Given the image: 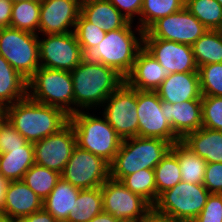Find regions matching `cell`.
Instances as JSON below:
<instances>
[{
  "mask_svg": "<svg viewBox=\"0 0 222 222\" xmlns=\"http://www.w3.org/2000/svg\"><path fill=\"white\" fill-rule=\"evenodd\" d=\"M172 144L159 138L135 136L122 140L119 151L109 165L110 178L121 181L140 169H154Z\"/></svg>",
  "mask_w": 222,
  "mask_h": 222,
  "instance_id": "obj_4",
  "label": "cell"
},
{
  "mask_svg": "<svg viewBox=\"0 0 222 222\" xmlns=\"http://www.w3.org/2000/svg\"><path fill=\"white\" fill-rule=\"evenodd\" d=\"M28 80L0 55V107H6L27 97Z\"/></svg>",
  "mask_w": 222,
  "mask_h": 222,
  "instance_id": "obj_26",
  "label": "cell"
},
{
  "mask_svg": "<svg viewBox=\"0 0 222 222\" xmlns=\"http://www.w3.org/2000/svg\"><path fill=\"white\" fill-rule=\"evenodd\" d=\"M80 6L77 0H41L39 32L44 35L73 32ZM71 27L74 29L69 30Z\"/></svg>",
  "mask_w": 222,
  "mask_h": 222,
  "instance_id": "obj_17",
  "label": "cell"
},
{
  "mask_svg": "<svg viewBox=\"0 0 222 222\" xmlns=\"http://www.w3.org/2000/svg\"><path fill=\"white\" fill-rule=\"evenodd\" d=\"M203 185L210 193L222 194V163H207Z\"/></svg>",
  "mask_w": 222,
  "mask_h": 222,
  "instance_id": "obj_41",
  "label": "cell"
},
{
  "mask_svg": "<svg viewBox=\"0 0 222 222\" xmlns=\"http://www.w3.org/2000/svg\"><path fill=\"white\" fill-rule=\"evenodd\" d=\"M161 101L171 104L201 100L198 72L171 73L156 89Z\"/></svg>",
  "mask_w": 222,
  "mask_h": 222,
  "instance_id": "obj_20",
  "label": "cell"
},
{
  "mask_svg": "<svg viewBox=\"0 0 222 222\" xmlns=\"http://www.w3.org/2000/svg\"><path fill=\"white\" fill-rule=\"evenodd\" d=\"M4 109L7 121L32 143L59 132L69 123V115L60 108L35 102L28 96Z\"/></svg>",
  "mask_w": 222,
  "mask_h": 222,
  "instance_id": "obj_1",
  "label": "cell"
},
{
  "mask_svg": "<svg viewBox=\"0 0 222 222\" xmlns=\"http://www.w3.org/2000/svg\"><path fill=\"white\" fill-rule=\"evenodd\" d=\"M0 222H15V220L0 216Z\"/></svg>",
  "mask_w": 222,
  "mask_h": 222,
  "instance_id": "obj_49",
  "label": "cell"
},
{
  "mask_svg": "<svg viewBox=\"0 0 222 222\" xmlns=\"http://www.w3.org/2000/svg\"><path fill=\"white\" fill-rule=\"evenodd\" d=\"M185 5L184 0H143L139 18L140 25L136 28L139 36L159 18L178 12Z\"/></svg>",
  "mask_w": 222,
  "mask_h": 222,
  "instance_id": "obj_30",
  "label": "cell"
},
{
  "mask_svg": "<svg viewBox=\"0 0 222 222\" xmlns=\"http://www.w3.org/2000/svg\"><path fill=\"white\" fill-rule=\"evenodd\" d=\"M162 111H165L166 120L180 140L202 127L201 100H188L178 104L162 101Z\"/></svg>",
  "mask_w": 222,
  "mask_h": 222,
  "instance_id": "obj_21",
  "label": "cell"
},
{
  "mask_svg": "<svg viewBox=\"0 0 222 222\" xmlns=\"http://www.w3.org/2000/svg\"><path fill=\"white\" fill-rule=\"evenodd\" d=\"M74 33L81 48H92L99 45L106 35L103 29H99L87 21L81 14L76 22Z\"/></svg>",
  "mask_w": 222,
  "mask_h": 222,
  "instance_id": "obj_38",
  "label": "cell"
},
{
  "mask_svg": "<svg viewBox=\"0 0 222 222\" xmlns=\"http://www.w3.org/2000/svg\"><path fill=\"white\" fill-rule=\"evenodd\" d=\"M44 36L38 40L41 67L71 72L82 62V48L74 31Z\"/></svg>",
  "mask_w": 222,
  "mask_h": 222,
  "instance_id": "obj_13",
  "label": "cell"
},
{
  "mask_svg": "<svg viewBox=\"0 0 222 222\" xmlns=\"http://www.w3.org/2000/svg\"><path fill=\"white\" fill-rule=\"evenodd\" d=\"M80 14L105 32L123 28L129 22L108 0H87L81 4Z\"/></svg>",
  "mask_w": 222,
  "mask_h": 222,
  "instance_id": "obj_22",
  "label": "cell"
},
{
  "mask_svg": "<svg viewBox=\"0 0 222 222\" xmlns=\"http://www.w3.org/2000/svg\"><path fill=\"white\" fill-rule=\"evenodd\" d=\"M103 211L121 222H145L153 206L110 177L101 186Z\"/></svg>",
  "mask_w": 222,
  "mask_h": 222,
  "instance_id": "obj_9",
  "label": "cell"
},
{
  "mask_svg": "<svg viewBox=\"0 0 222 222\" xmlns=\"http://www.w3.org/2000/svg\"><path fill=\"white\" fill-rule=\"evenodd\" d=\"M104 104L103 117L122 140L139 136L137 89L123 82Z\"/></svg>",
  "mask_w": 222,
  "mask_h": 222,
  "instance_id": "obj_10",
  "label": "cell"
},
{
  "mask_svg": "<svg viewBox=\"0 0 222 222\" xmlns=\"http://www.w3.org/2000/svg\"><path fill=\"white\" fill-rule=\"evenodd\" d=\"M38 34L0 28V55L25 79H29L40 67Z\"/></svg>",
  "mask_w": 222,
  "mask_h": 222,
  "instance_id": "obj_8",
  "label": "cell"
},
{
  "mask_svg": "<svg viewBox=\"0 0 222 222\" xmlns=\"http://www.w3.org/2000/svg\"><path fill=\"white\" fill-rule=\"evenodd\" d=\"M171 150L178 158L182 181L203 184L207 162L192 152L181 141L174 143Z\"/></svg>",
  "mask_w": 222,
  "mask_h": 222,
  "instance_id": "obj_27",
  "label": "cell"
},
{
  "mask_svg": "<svg viewBox=\"0 0 222 222\" xmlns=\"http://www.w3.org/2000/svg\"><path fill=\"white\" fill-rule=\"evenodd\" d=\"M7 121V114L4 109V107H0V129L4 125V123Z\"/></svg>",
  "mask_w": 222,
  "mask_h": 222,
  "instance_id": "obj_48",
  "label": "cell"
},
{
  "mask_svg": "<svg viewBox=\"0 0 222 222\" xmlns=\"http://www.w3.org/2000/svg\"><path fill=\"white\" fill-rule=\"evenodd\" d=\"M81 189L60 178L51 193L43 200V208L57 222H66Z\"/></svg>",
  "mask_w": 222,
  "mask_h": 222,
  "instance_id": "obj_24",
  "label": "cell"
},
{
  "mask_svg": "<svg viewBox=\"0 0 222 222\" xmlns=\"http://www.w3.org/2000/svg\"><path fill=\"white\" fill-rule=\"evenodd\" d=\"M35 164L34 144L7 149L6 153L0 154V174L8 181H20L26 171Z\"/></svg>",
  "mask_w": 222,
  "mask_h": 222,
  "instance_id": "obj_25",
  "label": "cell"
},
{
  "mask_svg": "<svg viewBox=\"0 0 222 222\" xmlns=\"http://www.w3.org/2000/svg\"><path fill=\"white\" fill-rule=\"evenodd\" d=\"M13 3L9 0H0V28L10 27Z\"/></svg>",
  "mask_w": 222,
  "mask_h": 222,
  "instance_id": "obj_44",
  "label": "cell"
},
{
  "mask_svg": "<svg viewBox=\"0 0 222 222\" xmlns=\"http://www.w3.org/2000/svg\"><path fill=\"white\" fill-rule=\"evenodd\" d=\"M69 123L74 129L76 144L80 148L101 157L109 165L112 163L122 139L105 117L101 119L79 110L69 116Z\"/></svg>",
  "mask_w": 222,
  "mask_h": 222,
  "instance_id": "obj_5",
  "label": "cell"
},
{
  "mask_svg": "<svg viewBox=\"0 0 222 222\" xmlns=\"http://www.w3.org/2000/svg\"><path fill=\"white\" fill-rule=\"evenodd\" d=\"M15 222H57L55 218L44 208L28 216L19 218Z\"/></svg>",
  "mask_w": 222,
  "mask_h": 222,
  "instance_id": "obj_43",
  "label": "cell"
},
{
  "mask_svg": "<svg viewBox=\"0 0 222 222\" xmlns=\"http://www.w3.org/2000/svg\"><path fill=\"white\" fill-rule=\"evenodd\" d=\"M207 29L185 7L178 12L159 18L144 33L143 38H157L193 45Z\"/></svg>",
  "mask_w": 222,
  "mask_h": 222,
  "instance_id": "obj_12",
  "label": "cell"
},
{
  "mask_svg": "<svg viewBox=\"0 0 222 222\" xmlns=\"http://www.w3.org/2000/svg\"><path fill=\"white\" fill-rule=\"evenodd\" d=\"M34 144L35 164L62 173L76 144V135L70 123L59 132L36 141Z\"/></svg>",
  "mask_w": 222,
  "mask_h": 222,
  "instance_id": "obj_15",
  "label": "cell"
},
{
  "mask_svg": "<svg viewBox=\"0 0 222 222\" xmlns=\"http://www.w3.org/2000/svg\"><path fill=\"white\" fill-rule=\"evenodd\" d=\"M222 6V0H216Z\"/></svg>",
  "mask_w": 222,
  "mask_h": 222,
  "instance_id": "obj_52",
  "label": "cell"
},
{
  "mask_svg": "<svg viewBox=\"0 0 222 222\" xmlns=\"http://www.w3.org/2000/svg\"><path fill=\"white\" fill-rule=\"evenodd\" d=\"M79 3H83V2H85V1H87V0H77Z\"/></svg>",
  "mask_w": 222,
  "mask_h": 222,
  "instance_id": "obj_51",
  "label": "cell"
},
{
  "mask_svg": "<svg viewBox=\"0 0 222 222\" xmlns=\"http://www.w3.org/2000/svg\"><path fill=\"white\" fill-rule=\"evenodd\" d=\"M43 208V200L22 180L7 184L2 217L17 220Z\"/></svg>",
  "mask_w": 222,
  "mask_h": 222,
  "instance_id": "obj_19",
  "label": "cell"
},
{
  "mask_svg": "<svg viewBox=\"0 0 222 222\" xmlns=\"http://www.w3.org/2000/svg\"><path fill=\"white\" fill-rule=\"evenodd\" d=\"M9 1H11L14 4L21 1H41V0H9Z\"/></svg>",
  "mask_w": 222,
  "mask_h": 222,
  "instance_id": "obj_50",
  "label": "cell"
},
{
  "mask_svg": "<svg viewBox=\"0 0 222 222\" xmlns=\"http://www.w3.org/2000/svg\"><path fill=\"white\" fill-rule=\"evenodd\" d=\"M168 69L142 47L135 58L131 72L125 77V82L137 90L156 91L162 81L169 75Z\"/></svg>",
  "mask_w": 222,
  "mask_h": 222,
  "instance_id": "obj_18",
  "label": "cell"
},
{
  "mask_svg": "<svg viewBox=\"0 0 222 222\" xmlns=\"http://www.w3.org/2000/svg\"><path fill=\"white\" fill-rule=\"evenodd\" d=\"M197 67L222 63V30H208L192 46Z\"/></svg>",
  "mask_w": 222,
  "mask_h": 222,
  "instance_id": "obj_29",
  "label": "cell"
},
{
  "mask_svg": "<svg viewBox=\"0 0 222 222\" xmlns=\"http://www.w3.org/2000/svg\"><path fill=\"white\" fill-rule=\"evenodd\" d=\"M60 178L61 174L57 171L34 164L23 175L22 181L44 200Z\"/></svg>",
  "mask_w": 222,
  "mask_h": 222,
  "instance_id": "obj_31",
  "label": "cell"
},
{
  "mask_svg": "<svg viewBox=\"0 0 222 222\" xmlns=\"http://www.w3.org/2000/svg\"><path fill=\"white\" fill-rule=\"evenodd\" d=\"M89 222H121L113 217V215L101 212L100 214H97L95 217H93Z\"/></svg>",
  "mask_w": 222,
  "mask_h": 222,
  "instance_id": "obj_46",
  "label": "cell"
},
{
  "mask_svg": "<svg viewBox=\"0 0 222 222\" xmlns=\"http://www.w3.org/2000/svg\"><path fill=\"white\" fill-rule=\"evenodd\" d=\"M145 222H183V221L161 216L152 211L147 217V220Z\"/></svg>",
  "mask_w": 222,
  "mask_h": 222,
  "instance_id": "obj_45",
  "label": "cell"
},
{
  "mask_svg": "<svg viewBox=\"0 0 222 222\" xmlns=\"http://www.w3.org/2000/svg\"><path fill=\"white\" fill-rule=\"evenodd\" d=\"M109 177V164L78 145L61 173L62 179L81 190L101 187Z\"/></svg>",
  "mask_w": 222,
  "mask_h": 222,
  "instance_id": "obj_11",
  "label": "cell"
},
{
  "mask_svg": "<svg viewBox=\"0 0 222 222\" xmlns=\"http://www.w3.org/2000/svg\"><path fill=\"white\" fill-rule=\"evenodd\" d=\"M8 181L0 174V216L2 215V209L4 204V196Z\"/></svg>",
  "mask_w": 222,
  "mask_h": 222,
  "instance_id": "obj_47",
  "label": "cell"
},
{
  "mask_svg": "<svg viewBox=\"0 0 222 222\" xmlns=\"http://www.w3.org/2000/svg\"><path fill=\"white\" fill-rule=\"evenodd\" d=\"M184 7L207 29L222 30V6L216 0H185Z\"/></svg>",
  "mask_w": 222,
  "mask_h": 222,
  "instance_id": "obj_33",
  "label": "cell"
},
{
  "mask_svg": "<svg viewBox=\"0 0 222 222\" xmlns=\"http://www.w3.org/2000/svg\"><path fill=\"white\" fill-rule=\"evenodd\" d=\"M154 173L157 188V199L162 192L174 187L182 181L178 158L171 149L155 166Z\"/></svg>",
  "mask_w": 222,
  "mask_h": 222,
  "instance_id": "obj_34",
  "label": "cell"
},
{
  "mask_svg": "<svg viewBox=\"0 0 222 222\" xmlns=\"http://www.w3.org/2000/svg\"><path fill=\"white\" fill-rule=\"evenodd\" d=\"M40 6L41 1H21L14 3L10 27L39 34Z\"/></svg>",
  "mask_w": 222,
  "mask_h": 222,
  "instance_id": "obj_32",
  "label": "cell"
},
{
  "mask_svg": "<svg viewBox=\"0 0 222 222\" xmlns=\"http://www.w3.org/2000/svg\"><path fill=\"white\" fill-rule=\"evenodd\" d=\"M108 1L111 2L130 22H133L134 19L133 17H135V15H138L139 17L143 5V0H108Z\"/></svg>",
  "mask_w": 222,
  "mask_h": 222,
  "instance_id": "obj_42",
  "label": "cell"
},
{
  "mask_svg": "<svg viewBox=\"0 0 222 222\" xmlns=\"http://www.w3.org/2000/svg\"><path fill=\"white\" fill-rule=\"evenodd\" d=\"M128 22L123 28L106 32L99 45L82 48L83 61L114 68L124 78L131 72L136 55L143 47V36L138 39Z\"/></svg>",
  "mask_w": 222,
  "mask_h": 222,
  "instance_id": "obj_3",
  "label": "cell"
},
{
  "mask_svg": "<svg viewBox=\"0 0 222 222\" xmlns=\"http://www.w3.org/2000/svg\"><path fill=\"white\" fill-rule=\"evenodd\" d=\"M73 87L70 72L40 66L28 79L27 96L35 102L60 108L71 116L74 114Z\"/></svg>",
  "mask_w": 222,
  "mask_h": 222,
  "instance_id": "obj_6",
  "label": "cell"
},
{
  "mask_svg": "<svg viewBox=\"0 0 222 222\" xmlns=\"http://www.w3.org/2000/svg\"><path fill=\"white\" fill-rule=\"evenodd\" d=\"M192 222H222V194L210 193L203 210Z\"/></svg>",
  "mask_w": 222,
  "mask_h": 222,
  "instance_id": "obj_39",
  "label": "cell"
},
{
  "mask_svg": "<svg viewBox=\"0 0 222 222\" xmlns=\"http://www.w3.org/2000/svg\"><path fill=\"white\" fill-rule=\"evenodd\" d=\"M139 137L159 138L172 145L181 141L162 111V101L156 91L137 90Z\"/></svg>",
  "mask_w": 222,
  "mask_h": 222,
  "instance_id": "obj_14",
  "label": "cell"
},
{
  "mask_svg": "<svg viewBox=\"0 0 222 222\" xmlns=\"http://www.w3.org/2000/svg\"><path fill=\"white\" fill-rule=\"evenodd\" d=\"M202 127L222 131V97L201 96Z\"/></svg>",
  "mask_w": 222,
  "mask_h": 222,
  "instance_id": "obj_37",
  "label": "cell"
},
{
  "mask_svg": "<svg viewBox=\"0 0 222 222\" xmlns=\"http://www.w3.org/2000/svg\"><path fill=\"white\" fill-rule=\"evenodd\" d=\"M103 212L101 187L82 189L66 222H89Z\"/></svg>",
  "mask_w": 222,
  "mask_h": 222,
  "instance_id": "obj_28",
  "label": "cell"
},
{
  "mask_svg": "<svg viewBox=\"0 0 222 222\" xmlns=\"http://www.w3.org/2000/svg\"><path fill=\"white\" fill-rule=\"evenodd\" d=\"M209 195L203 184L180 181L158 196L153 211L168 218L192 222L203 210Z\"/></svg>",
  "mask_w": 222,
  "mask_h": 222,
  "instance_id": "obj_7",
  "label": "cell"
},
{
  "mask_svg": "<svg viewBox=\"0 0 222 222\" xmlns=\"http://www.w3.org/2000/svg\"><path fill=\"white\" fill-rule=\"evenodd\" d=\"M122 184L135 194L142 196L152 206L157 201V188L154 169H140L133 174L125 176Z\"/></svg>",
  "mask_w": 222,
  "mask_h": 222,
  "instance_id": "obj_35",
  "label": "cell"
},
{
  "mask_svg": "<svg viewBox=\"0 0 222 222\" xmlns=\"http://www.w3.org/2000/svg\"><path fill=\"white\" fill-rule=\"evenodd\" d=\"M181 142L207 163H222V131L201 127Z\"/></svg>",
  "mask_w": 222,
  "mask_h": 222,
  "instance_id": "obj_23",
  "label": "cell"
},
{
  "mask_svg": "<svg viewBox=\"0 0 222 222\" xmlns=\"http://www.w3.org/2000/svg\"><path fill=\"white\" fill-rule=\"evenodd\" d=\"M143 47L169 73L198 72L191 45L157 38H143Z\"/></svg>",
  "mask_w": 222,
  "mask_h": 222,
  "instance_id": "obj_16",
  "label": "cell"
},
{
  "mask_svg": "<svg viewBox=\"0 0 222 222\" xmlns=\"http://www.w3.org/2000/svg\"><path fill=\"white\" fill-rule=\"evenodd\" d=\"M74 93V113L77 107H99L123 83L125 78L114 68L83 61L71 72ZM98 105V106H97ZM75 106H77L75 108Z\"/></svg>",
  "mask_w": 222,
  "mask_h": 222,
  "instance_id": "obj_2",
  "label": "cell"
},
{
  "mask_svg": "<svg viewBox=\"0 0 222 222\" xmlns=\"http://www.w3.org/2000/svg\"><path fill=\"white\" fill-rule=\"evenodd\" d=\"M202 96L222 97V63H212L198 67Z\"/></svg>",
  "mask_w": 222,
  "mask_h": 222,
  "instance_id": "obj_36",
  "label": "cell"
},
{
  "mask_svg": "<svg viewBox=\"0 0 222 222\" xmlns=\"http://www.w3.org/2000/svg\"><path fill=\"white\" fill-rule=\"evenodd\" d=\"M28 141L6 121L0 129V154L6 153L7 149L20 148Z\"/></svg>",
  "mask_w": 222,
  "mask_h": 222,
  "instance_id": "obj_40",
  "label": "cell"
}]
</instances>
